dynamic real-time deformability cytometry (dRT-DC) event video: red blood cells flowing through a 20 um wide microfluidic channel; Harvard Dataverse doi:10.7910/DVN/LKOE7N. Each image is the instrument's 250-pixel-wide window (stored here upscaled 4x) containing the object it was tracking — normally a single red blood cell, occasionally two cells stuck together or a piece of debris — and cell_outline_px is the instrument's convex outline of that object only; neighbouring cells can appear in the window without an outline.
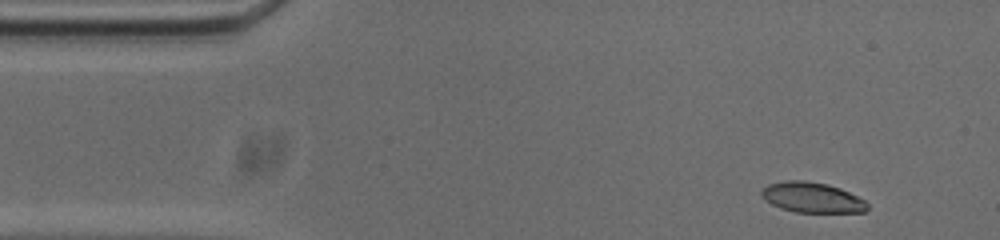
{"species": "common noctule bat (a hibernating species)", "species_latin": "Nyctalus noctula", "temperature_condition": "cold", "stored_images_in_passage": 51, "camera_frame_rate_fps": 3000, "um_per_image_px": 0.085, "animal": {"sex": "male", "body_mass_g": 20.0, "forearm_length_mm": 53.3}, "frame": {"image": 1, "passage_image": 2, "time_ms": 0.333, "image_size_px": [1000, 240], "cell_outline_px": [[868, 208], [864, 212], [796, 212], [780, 208], [772, 204], [760, 196], [760, 192], [768, 184], [784, 180], [804, 180], [828, 184], [840, 188], [864, 200], [868, 204]], "centroid_in_image_um": [69.0, 16.78], "position_along_channel_um": 16.0, "area_um2": 18.67}}
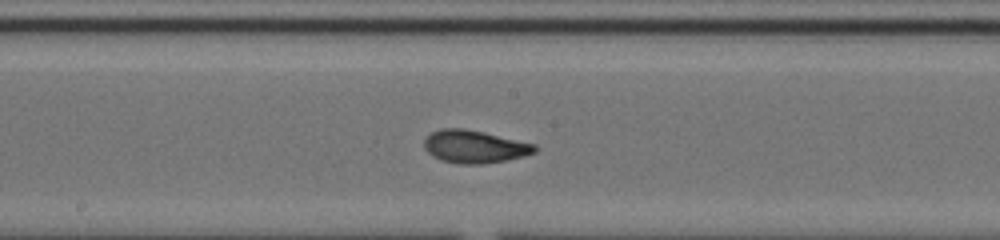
{"frame": {"image": 2, "passage_image": 24, "time_ms": 7.667, "image_size_px": [1000, 240], "cell_outline_px": [[536, 152], [524, 156], [508, 160], [484, 164], [460, 164], [440, 160], [432, 156], [424, 148], [424, 140], [432, 132], [440, 128], [464, 128], [484, 132], [536, 144]], "centroid_in_image_um": [40.33, 12.47], "position_along_channel_um": 207.9, "area_um2": 21.27}}
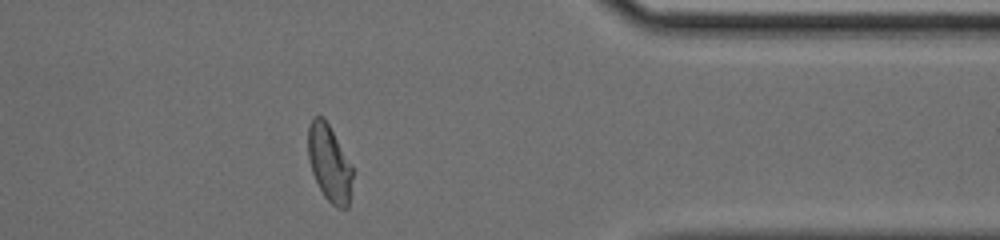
{"frame": {"image": 3, "passage_image": 40, "time_ms": 13.0, "image_size_px": [1000, 240], "cell_outline_px": [[352, 176], [348, 208], [336, 208], [324, 196], [312, 172], [308, 160], [308, 128], [312, 116], [324, 116], [352, 164]], "centroid_in_image_um": [27.99, 13.84], "position_along_channel_um": 383.4, "area_um2": 19.94}, "authors_computed_cell_mechanics": {"area_um2": 20.5768, "velocity_mm_per_s": 3.7082, "shape_relaxation_time_tau1_ms": 6.6972, "shape_relaxation_time_tau2_ms": 1.3391, "deformation_change_tau1": 0.2058, "deformation_change_tau2": 0.0736}}